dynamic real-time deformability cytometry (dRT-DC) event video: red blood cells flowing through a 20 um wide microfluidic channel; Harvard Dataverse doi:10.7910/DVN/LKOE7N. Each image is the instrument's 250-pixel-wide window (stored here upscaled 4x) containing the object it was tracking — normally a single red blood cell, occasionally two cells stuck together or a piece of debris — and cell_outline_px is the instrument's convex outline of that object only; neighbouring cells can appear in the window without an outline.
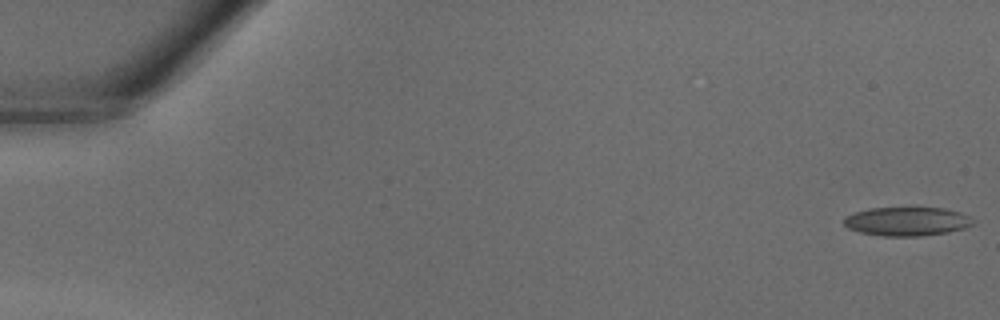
{"species": "common noctule bat (a hibernating species)", "species_latin": "Nyctalus noctula", "temperature_condition": "warm", "stored_images_in_passage": 40, "camera_frame_rate_fps": 3000, "um_per_image_px": 0.085, "animal": {"sex": "male", "body_mass_g": 18.8}, "frame": {"image": 1, "passage_image": 1, "time_ms": 0.0, "image_size_px": [1000, 320], "cell_outline_px": [[976, 220], [972, 224], [964, 228], [948, 232], [924, 236], [880, 236], [860, 232], [848, 228], [844, 224], [844, 216], [868, 208], [916, 204], [944, 208], [960, 212], [972, 216]], "centroid_in_image_um": [77.12, 18.76], "position_along_channel_um": 7.9, "area_um2": 22.95}}
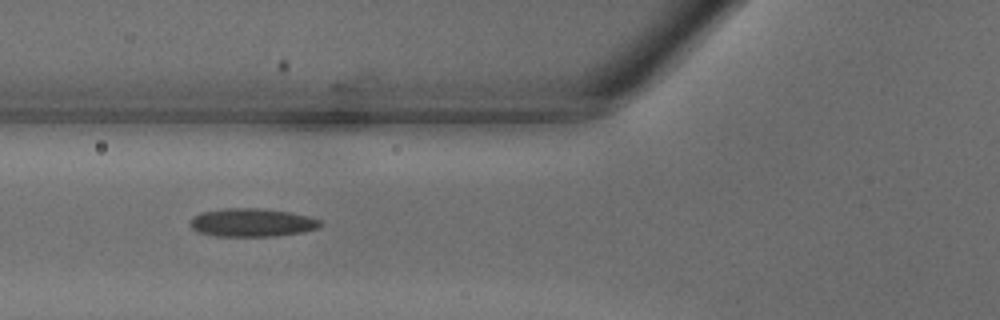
{"frame": {"image": 2, "passage_image": 16, "time_ms": 5.0, "image_size_px": [1000, 320], "cell_outline_px": [[320, 224], [316, 228], [304, 232], [276, 236], [212, 236], [196, 232], [188, 224], [188, 220], [192, 216], [200, 212], [224, 208], [256, 208], [288, 212], [308, 216], [320, 220]], "centroid_in_image_um": [21.31, 18.92], "position_along_channel_um": 104.5, "area_um2": 21.62}}
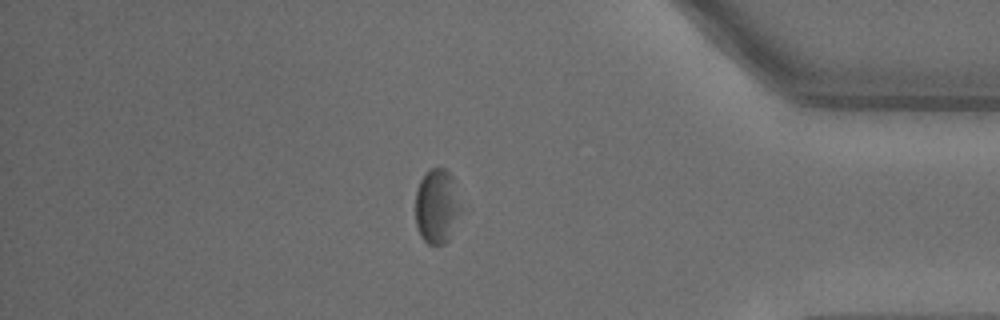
{"frame": {"image": 3, "passage_image": 35, "time_ms": 11.333, "image_size_px": [1000, 320], "cell_outline_px": [[460, 212], [448, 240], [444, 244], [428, 244], [420, 236], [416, 224], [416, 192], [420, 180], [432, 168], [444, 168], [452, 176], [460, 208]], "centroid_in_image_um": [37.11, 17.55], "position_along_channel_um": 398.1, "area_um2": 19.25}}